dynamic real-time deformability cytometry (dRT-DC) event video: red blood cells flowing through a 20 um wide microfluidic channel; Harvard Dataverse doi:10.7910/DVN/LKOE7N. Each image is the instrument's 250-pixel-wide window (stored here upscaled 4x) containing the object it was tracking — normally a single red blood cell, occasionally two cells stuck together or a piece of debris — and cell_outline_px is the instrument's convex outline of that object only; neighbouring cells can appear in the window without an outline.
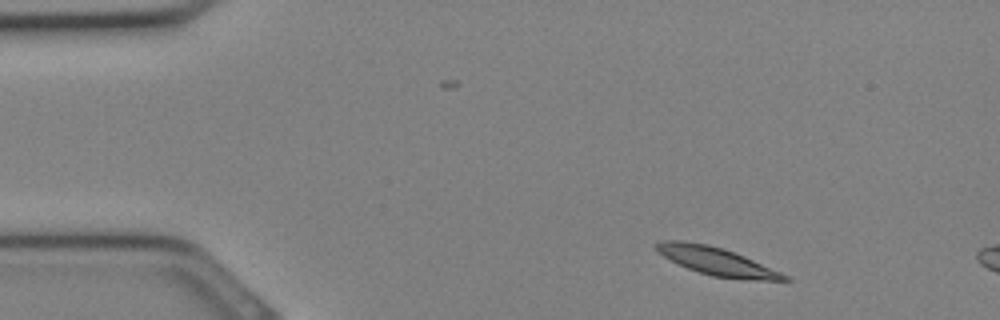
{"species": "Egyptian fruit bat (a non-hibernating species)", "species_latin": "Rousettus aegyptiacus", "temperature_condition": "cold", "stored_images_in_passage": 7, "camera_frame_rate_fps": 3000, "um_per_image_px": 0.085, "animal": {"sex": "female"}, "frame": {"image": 1, "passage_image": 1, "time_ms": 0.0, "image_size_px": [1000, 320], "cell_outline_px": [[792, 280], [760, 280], [712, 276], [688, 268], [656, 252], [656, 244], [664, 240], [680, 240], [708, 244], [724, 248], [744, 256], [780, 272], [788, 276]], "centroid_in_image_um": [60.9, 22.19], "position_along_channel_um": 24.1, "area_um2": 20.35}}
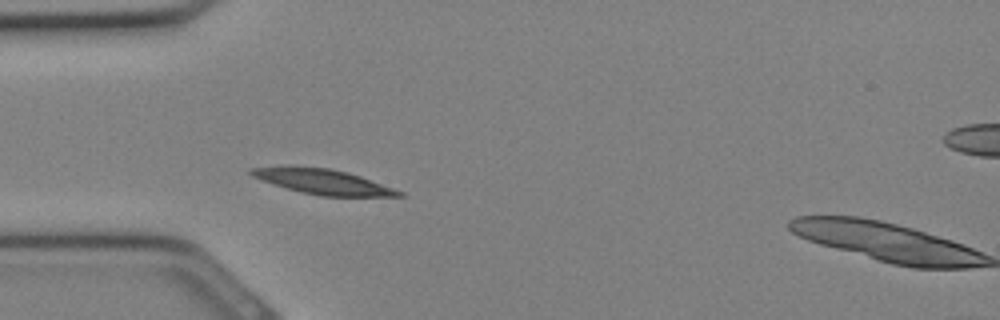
{"frame": {"image": 2, "passage_image": 6, "time_ms": 1.667, "image_size_px": [1000, 320], "cell_outline_px": [[404, 196], [320, 196], [300, 192], [272, 184], [252, 176], [248, 172], [248, 168], [280, 164], [332, 168], [348, 172], [360, 176], [404, 192]], "centroid_in_image_um": [27.33, 15.4], "position_along_channel_um": 57.7, "area_um2": 22.08}}